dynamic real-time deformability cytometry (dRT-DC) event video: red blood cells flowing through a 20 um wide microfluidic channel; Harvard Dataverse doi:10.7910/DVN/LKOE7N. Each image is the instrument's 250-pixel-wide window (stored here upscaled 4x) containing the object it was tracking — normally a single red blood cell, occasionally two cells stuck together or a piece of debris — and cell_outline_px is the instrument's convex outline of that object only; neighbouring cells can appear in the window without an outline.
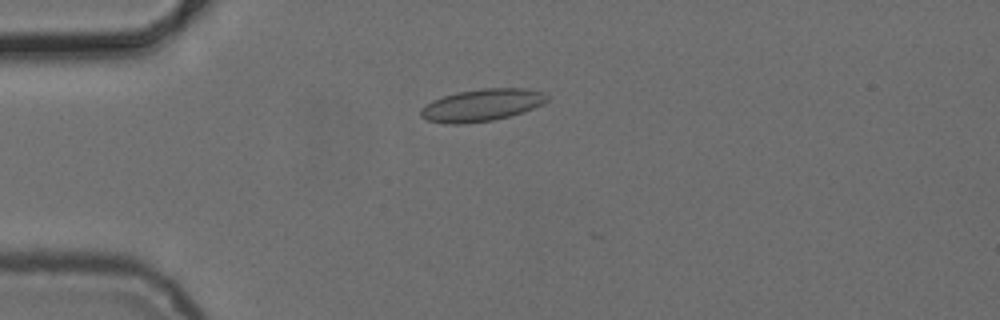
{"species": "common noctule bat (a hibernating species)", "species_latin": "Nyctalus noctula", "temperature_condition": "cold", "stored_images_in_passage": 5, "camera_frame_rate_fps": 3000, "um_per_image_px": 0.085, "animal": {"sex": "female", "body_mass_g": 24.6, "forearm_length_mm": 56.2}, "frame": {"image": 1, "passage_image": 4, "time_ms": 3.333, "image_size_px": [1000, 320], "cell_outline_px": [[548, 100], [524, 112], [492, 120], [460, 124], [444, 124], [428, 120], [420, 116], [420, 108], [432, 100], [456, 92], [484, 88], [524, 88], [544, 92], [548, 96]], "centroid_in_image_um": [40.92, 8.93], "position_along_channel_um": 44.1, "area_um2": 23.64}}